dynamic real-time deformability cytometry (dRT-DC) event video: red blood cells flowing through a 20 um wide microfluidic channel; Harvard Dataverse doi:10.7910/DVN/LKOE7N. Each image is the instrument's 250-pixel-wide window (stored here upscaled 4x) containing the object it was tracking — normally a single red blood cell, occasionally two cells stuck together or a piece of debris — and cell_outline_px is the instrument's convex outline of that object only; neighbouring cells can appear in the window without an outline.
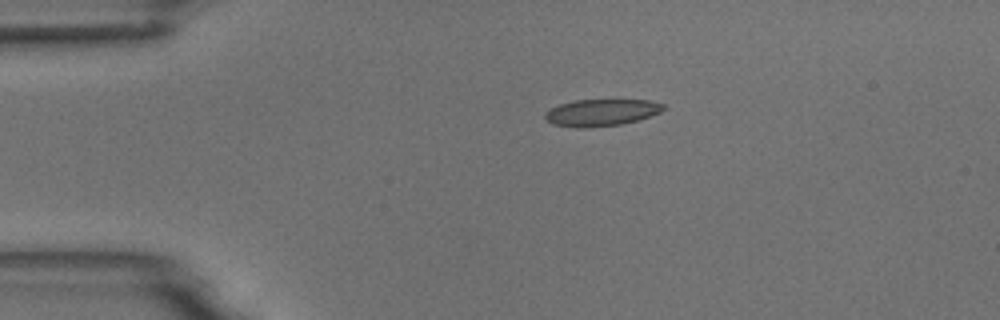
{"species": "common noctule bat (a hibernating species)", "species_latin": "Nyctalus noctula", "temperature_condition": "room temperature", "stored_images_in_passage": 2, "camera_frame_rate_fps": 3000, "um_per_image_px": 0.085, "animal": {"sex": "male", "body_mass_g": 18.8}, "frame": {"image": 1, "passage_image": 1, "time_ms": 0.0, "image_size_px": [1000, 320], "cell_outline_px": [[664, 108], [660, 112], [636, 120], [620, 124], [584, 128], [576, 128], [552, 124], [544, 116], [544, 112], [560, 104], [576, 100], [648, 100], [664, 104]], "centroid_in_image_um": [51.08, 9.56], "position_along_channel_um": 33.9, "area_um2": 18.26}}